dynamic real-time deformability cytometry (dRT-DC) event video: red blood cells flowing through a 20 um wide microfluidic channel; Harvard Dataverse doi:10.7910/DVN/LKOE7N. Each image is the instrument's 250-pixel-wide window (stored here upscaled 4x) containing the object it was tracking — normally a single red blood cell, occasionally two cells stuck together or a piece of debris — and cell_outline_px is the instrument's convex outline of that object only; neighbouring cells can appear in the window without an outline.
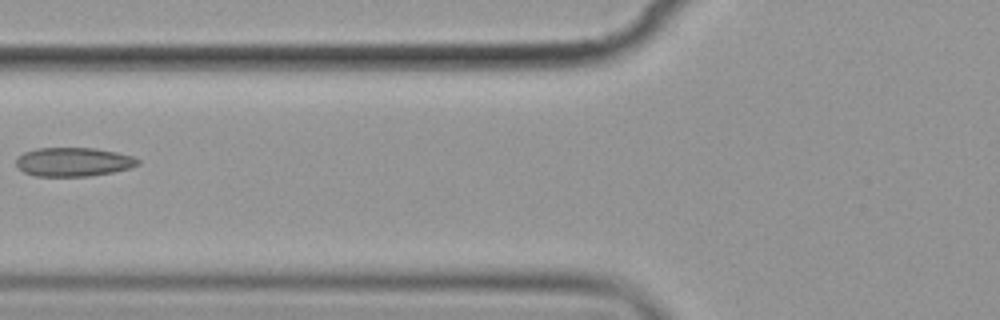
{"species": "common noctule bat (a hibernating species)", "species_latin": "Nyctalus noctula", "temperature_condition": "cold", "stored_images_in_passage": 4, "camera_frame_rate_fps": 3000, "um_per_image_px": 0.085, "animal": {"sex": "female", "body_mass_g": 19.9}, "frame": {"image": 1, "passage_image": 3, "time_ms": 2.333, "image_size_px": [1000, 320], "cell_outline_px": [[140, 164], [132, 168], [112, 172], [88, 176], [36, 176], [24, 172], [16, 164], [16, 156], [24, 152], [36, 148], [96, 148], [116, 152], [132, 156], [140, 160]], "centroid_in_image_um": [6.25, 13.76], "position_along_channel_um": 119.6, "area_um2": 20.58}}
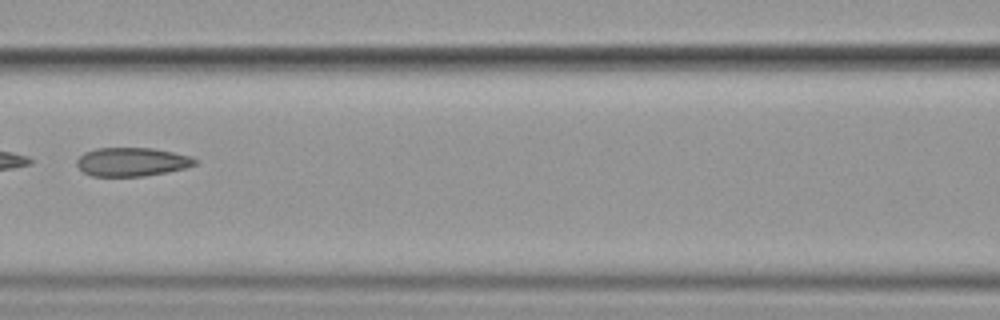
{"frame": {"image": 2, "passage_image": 4, "time_ms": 3.333, "image_size_px": [1000, 320], "cell_outline_px": [[196, 164], [184, 168], [168, 172], [144, 176], [92, 176], [84, 172], [76, 164], [76, 160], [84, 152], [96, 148], [152, 148], [192, 156], [196, 160]], "centroid_in_image_um": [11.2, 13.76], "position_along_channel_um": 155.4, "area_um2": 19.71}}